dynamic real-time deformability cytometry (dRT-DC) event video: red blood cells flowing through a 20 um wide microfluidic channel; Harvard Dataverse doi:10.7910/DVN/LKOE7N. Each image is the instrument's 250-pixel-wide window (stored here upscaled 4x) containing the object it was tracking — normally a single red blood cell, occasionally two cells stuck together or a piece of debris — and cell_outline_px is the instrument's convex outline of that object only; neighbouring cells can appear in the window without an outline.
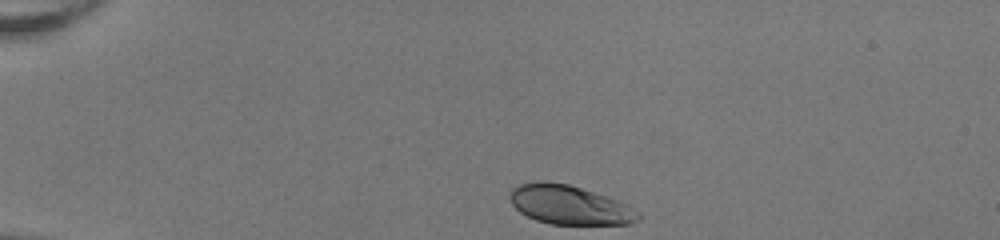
{"species": "human", "species_latin": "Homo sapiens", "temperature_condition": "room temperature", "stored_images_in_passage": 34, "camera_frame_rate_fps": 3000, "um_per_image_px": 0.085, "donor": {"sex": "female"}, "frame": {"image": 1, "passage_image": 1, "time_ms": 0.0, "image_size_px": [1000, 240], "cell_outline_px": [[640, 220], [628, 224], [548, 224], [536, 220], [520, 212], [512, 204], [508, 196], [512, 188], [516, 184], [540, 180], [568, 184], [616, 200], [640, 212]], "centroid_in_image_um": [48.35, 17.41], "position_along_channel_um": 36.7, "area_um2": 29.13}}
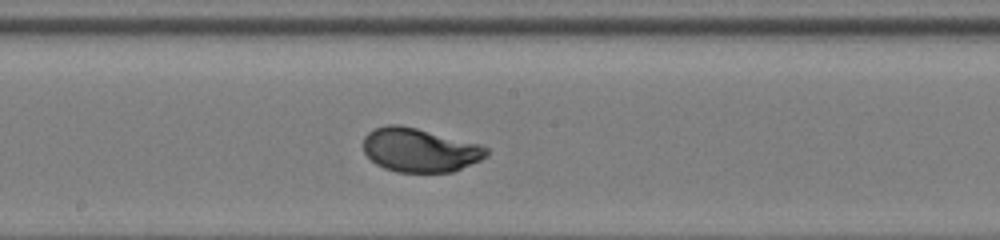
{"frame": {"image": 2, "passage_image": 19, "time_ms": 6.0, "image_size_px": [1000, 240], "cell_outline_px": [[488, 156], [480, 160], [452, 172], [396, 172], [384, 168], [376, 164], [364, 152], [364, 136], [368, 132], [376, 128], [388, 124], [400, 124], [480, 144], [488, 148]], "centroid_in_image_um": [35.68, 12.75], "position_along_channel_um": 212.5, "area_um2": 31.39}}
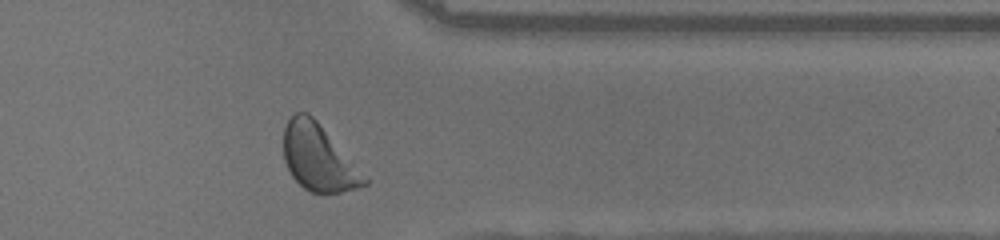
{"frame": {"image": 3, "passage_image": 32, "time_ms": 10.333, "image_size_px": [1000, 240], "cell_outline_px": [[368, 184], [356, 188], [340, 192], [312, 192], [304, 188], [292, 176], [284, 160], [284, 128], [288, 120], [296, 112], [308, 112], [316, 120], [368, 180]], "centroid_in_image_um": [27.02, 13.4], "position_along_channel_um": 384.4, "area_um2": 30.35}, "authors_computed_cell_mechanics": {"area_um2": 31.3854, "velocity_mm_per_s": 4.0448, "shape_relaxation_time_tau1_ms": 1.9742, "shape_relaxation_time_tau2_ms": null, "deformation_change_tau1": 0.1409, "deformation_change_tau2": null}}